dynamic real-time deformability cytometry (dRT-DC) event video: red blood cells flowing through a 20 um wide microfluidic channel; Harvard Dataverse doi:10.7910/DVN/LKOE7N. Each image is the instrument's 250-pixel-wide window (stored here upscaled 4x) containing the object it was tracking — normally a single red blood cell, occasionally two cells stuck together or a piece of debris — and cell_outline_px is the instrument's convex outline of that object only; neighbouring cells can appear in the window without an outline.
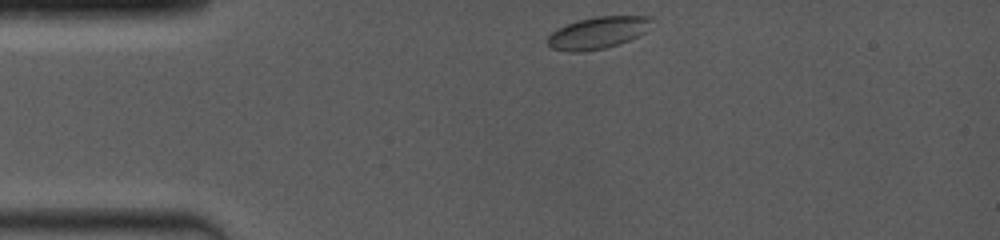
{"species": "common noctule bat (a hibernating species)", "species_latin": "Nyctalus noctula", "temperature_condition": "room temperature", "stored_images_in_passage": 42, "camera_frame_rate_fps": 4000, "um_per_image_px": 0.085, "animal": {"sex": "female", "body_mass_g": 19.0, "forearm_length_mm": 53.3}, "frame": {"image": 1, "passage_image": 1, "time_ms": 0.0, "image_size_px": [1000, 240], "cell_outline_px": [[652, 20], [644, 32], [640, 36], [620, 44], [604, 48], [580, 52], [568, 52], [552, 48], [548, 44], [548, 36], [552, 32], [576, 20], [596, 16], [652, 16]], "centroid_in_image_um": [50.82, 2.79], "position_along_channel_um": 34.2, "area_um2": 19.31}}
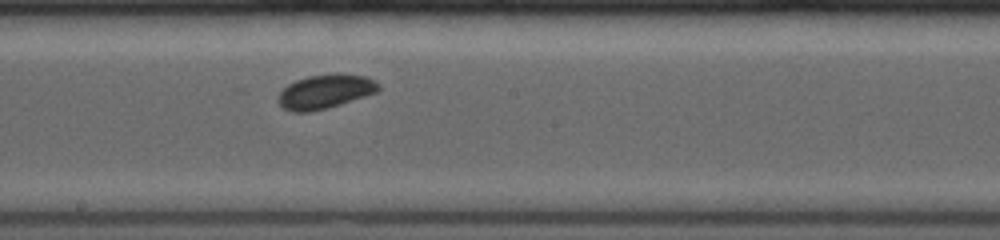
{"frame": {"image": 2, "passage_image": 24, "time_ms": 5.75, "image_size_px": [1000, 240], "cell_outline_px": [[380, 88], [376, 92], [340, 104], [308, 112], [292, 112], [284, 108], [276, 100], [276, 96], [288, 84], [296, 80], [308, 76], [336, 72], [364, 76], [380, 84]], "centroid_in_image_um": [27.6, 7.76], "position_along_channel_um": 220.6, "area_um2": 19.88}}
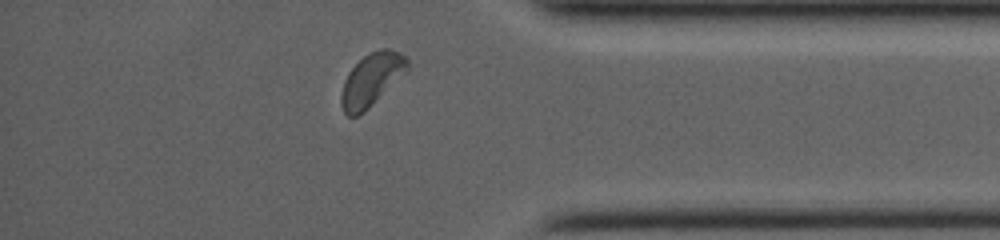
{"frame": {"image": 3, "passage_image": 40, "time_ms": 10.5, "image_size_px": [1000, 240], "cell_outline_px": [[408, 72], [364, 112], [356, 116], [348, 116], [344, 112], [340, 100], [340, 96], [344, 80], [348, 72], [364, 56], [372, 52], [384, 48], [388, 48], [400, 52], [408, 60]], "centroid_in_image_um": [31.6, 6.78], "position_along_channel_um": 403.6, "area_um2": 20.35}, "authors_computed_cell_mechanics": {"area_um2": 19.3919, "velocity_mm_per_s": 3.9795, "shape_relaxation_time_tau1_ms": 1.4097, "shape_relaxation_time_tau2_ms": null, "deformation_change_tau1": 0.0496, "deformation_change_tau2": null}}